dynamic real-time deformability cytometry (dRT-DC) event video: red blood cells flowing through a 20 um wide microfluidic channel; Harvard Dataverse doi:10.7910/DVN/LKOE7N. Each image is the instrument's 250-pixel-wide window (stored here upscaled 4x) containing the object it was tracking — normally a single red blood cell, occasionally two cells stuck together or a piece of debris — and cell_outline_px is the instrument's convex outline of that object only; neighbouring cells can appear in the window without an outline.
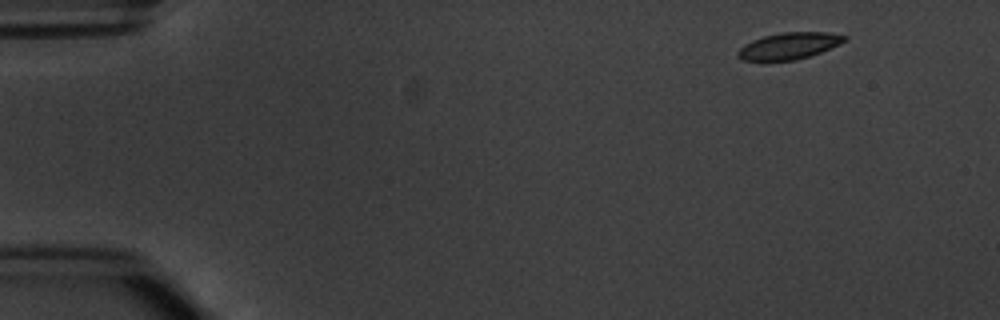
{"species": "common noctule bat (a hibernating species)", "species_latin": "Nyctalus noctula", "temperature_condition": "warm", "stored_images_in_passage": 4, "camera_frame_rate_fps": 3000, "um_per_image_px": 0.085, "animal": {"sex": "male", "body_mass_g": 20.1, "forearm_length_mm": 53.5}, "frame": {"image": 1, "passage_image": 1, "time_ms": 0.0, "image_size_px": [1000, 320], "cell_outline_px": [[848, 40], [840, 44], [820, 52], [808, 56], [792, 60], [740, 60], [736, 56], [736, 52], [744, 44], [752, 40], [764, 36], [784, 32], [828, 32], [848, 36]], "centroid_in_image_um": [67.07, 3.89], "position_along_channel_um": 17.9, "area_um2": 16.47}}
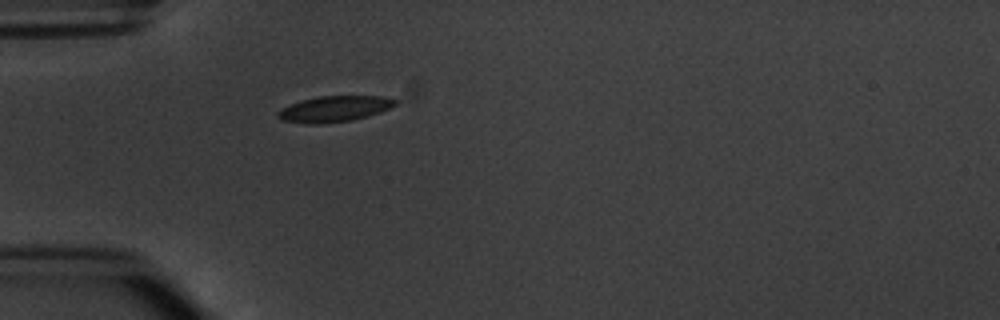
{"frame": {"image": 2, "passage_image": 4, "time_ms": 3.667, "image_size_px": [1000, 320], "cell_outline_px": [[396, 104], [380, 112], [368, 116], [352, 120], [316, 124], [304, 124], [280, 120], [276, 116], [276, 112], [280, 108], [304, 100], [320, 96], [384, 96], [396, 100]], "centroid_in_image_um": [28.37, 9.27], "position_along_channel_um": 56.6, "area_um2": 17.63}}